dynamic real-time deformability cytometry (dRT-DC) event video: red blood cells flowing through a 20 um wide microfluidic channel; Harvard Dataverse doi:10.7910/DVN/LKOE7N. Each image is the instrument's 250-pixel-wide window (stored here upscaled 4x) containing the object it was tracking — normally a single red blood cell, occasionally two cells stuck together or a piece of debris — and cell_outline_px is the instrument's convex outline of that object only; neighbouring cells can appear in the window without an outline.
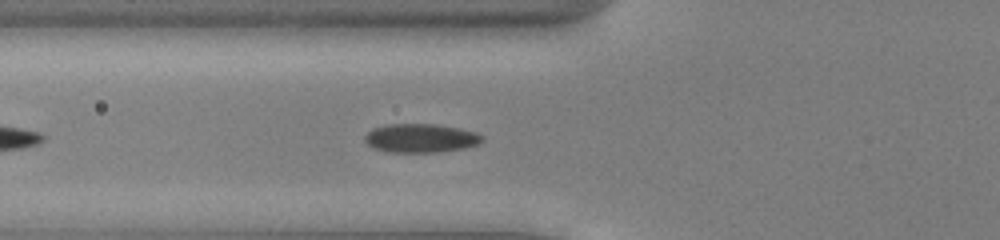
{"species": "common noctule bat (a hibernating species)", "species_latin": "Nyctalus noctula", "temperature_condition": "cold", "stored_images_in_passage": 14, "camera_frame_rate_fps": 3000, "um_per_image_px": 0.085, "animal": {"sex": "male", "body_mass_g": 13.0, "forearm_length_mm": 53.1}, "frame": {"image": 1, "passage_image": 7, "time_ms": 2.0, "image_size_px": [1000, 240], "cell_outline_px": [[484, 140], [476, 144], [464, 148], [440, 152], [388, 152], [372, 148], [364, 140], [364, 136], [372, 128], [388, 124], [436, 124], [460, 128], [476, 132], [484, 136]], "centroid_in_image_um": [35.75, 11.74], "position_along_channel_um": 90.0, "area_um2": 19.83}}
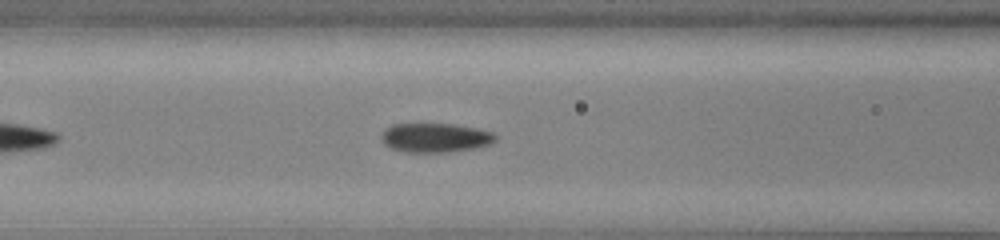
{"frame": {"image": 2, "passage_image": 10, "time_ms": 3.0, "image_size_px": [1000, 240], "cell_outline_px": [[496, 140], [488, 144], [472, 148], [448, 152], [408, 152], [392, 148], [384, 144], [380, 136], [384, 128], [392, 124], [456, 124], [476, 128], [492, 132], [496, 136]], "centroid_in_image_um": [36.95, 11.69], "position_along_channel_um": 129.6, "area_um2": 19.31}}